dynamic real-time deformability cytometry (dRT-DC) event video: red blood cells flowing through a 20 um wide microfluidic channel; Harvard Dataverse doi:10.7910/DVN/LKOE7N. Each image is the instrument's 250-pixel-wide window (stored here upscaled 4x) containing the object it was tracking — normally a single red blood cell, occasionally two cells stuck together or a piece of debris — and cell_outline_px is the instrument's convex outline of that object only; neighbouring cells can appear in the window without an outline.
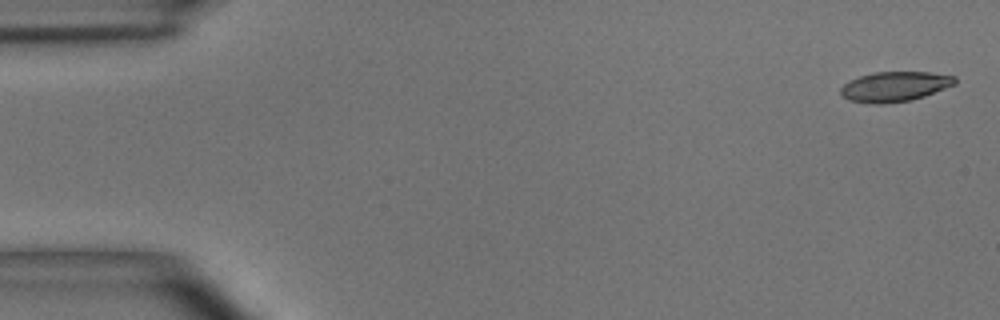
{"species": "common noctule bat (a hibernating species)", "species_latin": "Nyctalus noctula", "temperature_condition": "room temperature", "stored_images_in_passage": 5, "camera_frame_rate_fps": 3000, "um_per_image_px": 0.085, "animal": {"sex": "male", "body_mass_g": 15.6}, "frame": {"image": 1, "passage_image": 1, "time_ms": 0.0, "image_size_px": [1000, 320], "cell_outline_px": [[956, 84], [924, 96], [908, 100], [880, 104], [872, 104], [848, 100], [840, 96], [840, 88], [848, 80], [872, 72], [928, 72], [956, 76]], "centroid_in_image_um": [76.01, 7.35], "position_along_channel_um": 9.0, "area_um2": 20.0}}
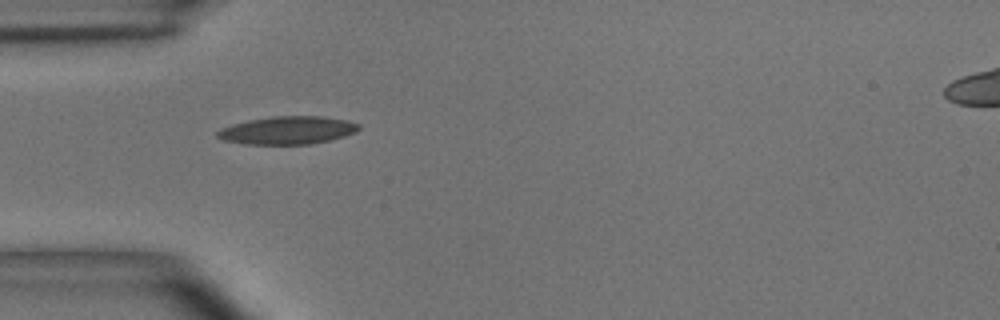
{"frame": {"image": 2, "passage_image": 4, "time_ms": 4.667, "image_size_px": [1000, 320], "cell_outline_px": [[360, 128], [356, 132], [344, 136], [328, 140], [308, 144], [248, 144], [224, 140], [216, 136], [216, 132], [220, 128], [232, 124], [248, 120], [272, 116], [320, 116], [348, 120], [360, 124]], "centroid_in_image_um": [24.44, 11.06], "position_along_channel_um": 60.6, "area_um2": 22.95}}
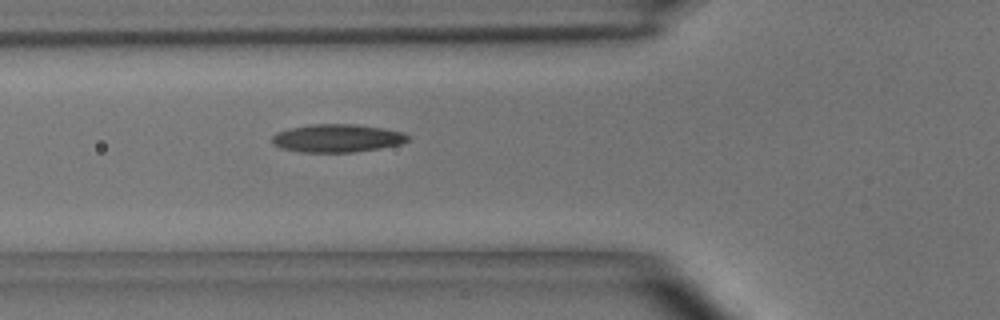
{"frame": {"image": 3, "passage_image": 5, "time_ms": 5.667, "image_size_px": [1000, 320], "cell_outline_px": [[408, 140], [400, 144], [380, 148], [352, 152], [300, 152], [280, 148], [272, 144], [272, 136], [276, 132], [288, 128], [308, 124], [356, 124], [404, 132], [408, 136]], "centroid_in_image_um": [28.6, 11.74], "position_along_channel_um": 97.2, "area_um2": 22.25}}